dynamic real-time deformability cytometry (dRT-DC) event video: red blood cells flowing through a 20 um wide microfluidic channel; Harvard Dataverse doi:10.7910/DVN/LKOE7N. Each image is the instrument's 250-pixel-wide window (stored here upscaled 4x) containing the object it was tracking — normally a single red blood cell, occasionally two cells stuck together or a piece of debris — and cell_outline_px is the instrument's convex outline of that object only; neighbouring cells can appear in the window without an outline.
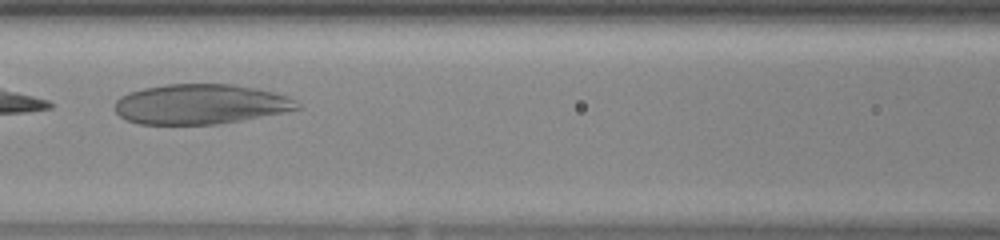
{"species": "human", "species_latin": "Homo sapiens", "temperature_condition": "warm", "stored_images_in_passage": 30, "camera_frame_rate_fps": 3000, "um_per_image_px": 0.085, "donor": {"sex": "female"}, "frame": {"image": 1, "passage_image": 9, "time_ms": 2.667, "image_size_px": [1000, 240], "cell_outline_px": [[300, 108], [240, 120], [216, 124], [140, 124], [128, 120], [120, 116], [116, 112], [116, 100], [120, 96], [128, 92], [144, 88], [168, 84], [236, 84], [256, 88], [288, 96], [300, 104]], "centroid_in_image_um": [17.0, 8.84], "position_along_channel_um": 149.6, "area_um2": 42.14}}